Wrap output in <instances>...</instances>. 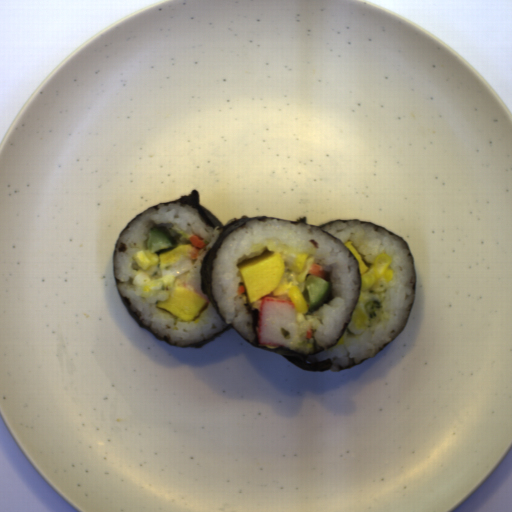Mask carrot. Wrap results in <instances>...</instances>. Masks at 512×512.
Listing matches in <instances>:
<instances>
[{
    "instance_id": "carrot-1",
    "label": "carrot",
    "mask_w": 512,
    "mask_h": 512,
    "mask_svg": "<svg viewBox=\"0 0 512 512\" xmlns=\"http://www.w3.org/2000/svg\"><path fill=\"white\" fill-rule=\"evenodd\" d=\"M323 271H324V266H322L320 264H312L310 271L307 274H308V276L315 275L322 279Z\"/></svg>"
},
{
    "instance_id": "carrot-2",
    "label": "carrot",
    "mask_w": 512,
    "mask_h": 512,
    "mask_svg": "<svg viewBox=\"0 0 512 512\" xmlns=\"http://www.w3.org/2000/svg\"><path fill=\"white\" fill-rule=\"evenodd\" d=\"M190 242H191V245L193 247H197V248H203L204 246H206L207 244L204 242L203 239H201L200 237L196 236V235H191L190 237Z\"/></svg>"
}]
</instances>
